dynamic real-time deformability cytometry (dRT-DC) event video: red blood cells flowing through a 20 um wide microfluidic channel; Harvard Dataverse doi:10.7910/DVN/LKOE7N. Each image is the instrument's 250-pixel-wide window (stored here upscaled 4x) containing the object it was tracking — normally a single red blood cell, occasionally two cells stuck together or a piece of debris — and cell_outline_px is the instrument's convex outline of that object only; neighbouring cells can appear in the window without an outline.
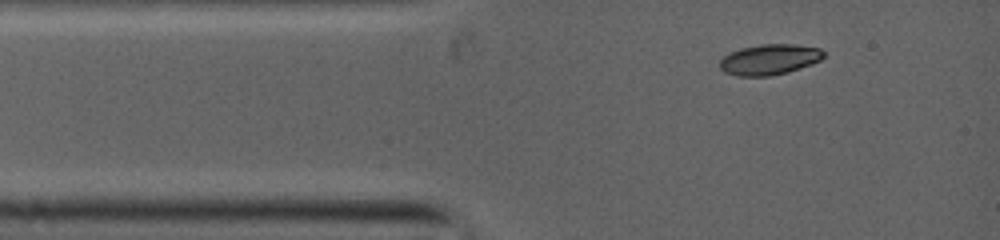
{"species": "common noctule bat (a hibernating species)", "species_latin": "Nyctalus noctula", "temperature_condition": "warm", "stored_images_in_passage": 2, "camera_frame_rate_fps": 5000, "um_per_image_px": 0.085, "animal": {"sex": "female", "body_mass_g": 19.0, "forearm_length_mm": 53.3}, "frame": {"image": 1, "passage_image": 1, "time_ms": 0.0, "image_size_px": [1000, 240], "cell_outline_px": [[824, 56], [820, 60], [800, 68], [788, 72], [768, 76], [736, 76], [724, 72], [720, 68], [720, 60], [724, 56], [740, 48], [760, 44], [792, 44], [820, 48], [824, 52]], "centroid_in_image_um": [65.39, 5.06], "position_along_channel_um": 19.6, "area_um2": 18.44}}